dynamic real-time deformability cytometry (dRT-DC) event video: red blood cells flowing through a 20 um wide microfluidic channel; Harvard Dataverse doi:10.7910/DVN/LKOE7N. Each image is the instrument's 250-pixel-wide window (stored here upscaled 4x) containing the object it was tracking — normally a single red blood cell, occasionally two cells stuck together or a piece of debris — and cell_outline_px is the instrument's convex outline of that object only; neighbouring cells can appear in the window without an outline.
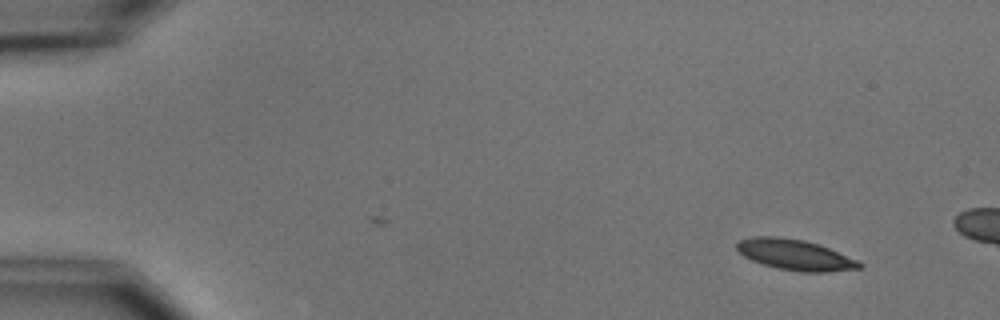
{"species": "common noctule bat (a hibernating species)", "species_latin": "Nyctalus noctula", "temperature_condition": "cold", "stored_images_in_passage": 3, "camera_frame_rate_fps": 3000, "um_per_image_px": 0.085, "animal": {"sex": "male", "body_mass_g": 15.6}, "frame": {"image": 1, "passage_image": 3, "time_ms": 2.333, "image_size_px": [1000, 320], "cell_outline_px": [[864, 264], [860, 268], [828, 272], [800, 272], [776, 268], [752, 260], [744, 256], [736, 248], [736, 244], [740, 240], [752, 236], [776, 236], [804, 240], [820, 244], [856, 260]], "centroid_in_image_um": [67.57, 21.65], "position_along_channel_um": 17.4, "area_um2": 21.85}}